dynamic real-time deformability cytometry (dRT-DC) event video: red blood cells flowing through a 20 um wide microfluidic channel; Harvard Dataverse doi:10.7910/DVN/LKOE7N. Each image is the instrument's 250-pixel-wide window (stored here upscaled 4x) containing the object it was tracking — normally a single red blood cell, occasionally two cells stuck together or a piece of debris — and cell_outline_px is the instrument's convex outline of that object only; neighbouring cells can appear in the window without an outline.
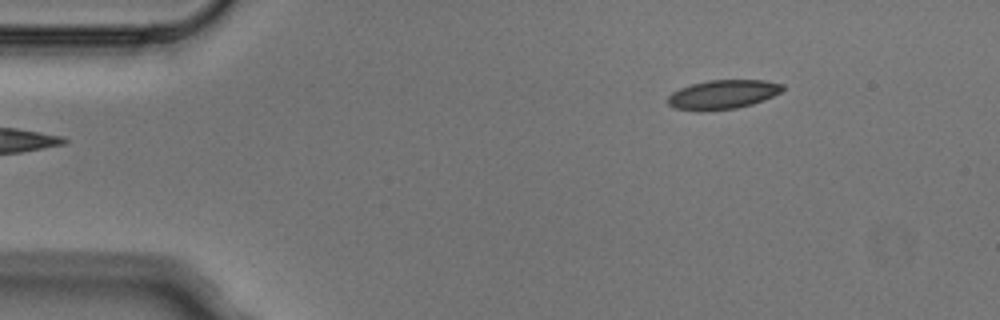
{"species": "Egyptian fruit bat (a non-hibernating species)", "species_latin": "Rousettus aegyptiacus", "temperature_condition": "cold", "stored_images_in_passage": 3, "camera_frame_rate_fps": 3000, "um_per_image_px": 0.085, "animal": {"sex": "male"}, "frame": {"image": 1, "passage_image": 3, "time_ms": 0.667, "image_size_px": [1000, 320], "cell_outline_px": [[784, 88], [780, 92], [764, 100], [752, 104], [736, 108], [676, 108], [668, 104], [668, 96], [672, 92], [680, 88], [692, 84], [708, 80], [764, 80], [784, 84]], "centroid_in_image_um": [61.51, 7.98], "position_along_channel_um": 23.5, "area_um2": 18.67}}